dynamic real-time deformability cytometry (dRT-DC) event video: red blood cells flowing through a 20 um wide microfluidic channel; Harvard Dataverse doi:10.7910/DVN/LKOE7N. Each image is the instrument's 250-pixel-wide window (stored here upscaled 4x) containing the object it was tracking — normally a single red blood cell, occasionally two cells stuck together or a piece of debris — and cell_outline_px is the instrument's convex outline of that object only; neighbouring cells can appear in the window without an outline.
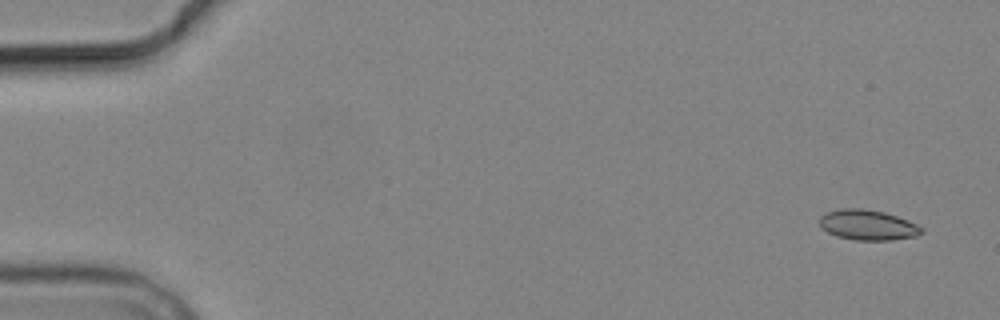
{"species": "common noctule bat (a hibernating species)", "species_latin": "Nyctalus noctula", "temperature_condition": "cold", "stored_images_in_passage": 6, "camera_frame_rate_fps": 3000, "um_per_image_px": 0.085, "animal": {"sex": "male", "body_mass_g": 19.2, "forearm_length_mm": 51.8}, "frame": {"image": 1, "passage_image": 1, "time_ms": 0.0, "image_size_px": [1000, 320], "cell_outline_px": [[924, 232], [916, 236], [892, 240], [856, 240], [836, 236], [820, 228], [820, 216], [828, 212], [840, 208], [864, 208], [884, 212], [908, 220], [924, 228]], "centroid_in_image_um": [73.77, 19.12], "position_along_channel_um": 11.2, "area_um2": 18.09}}
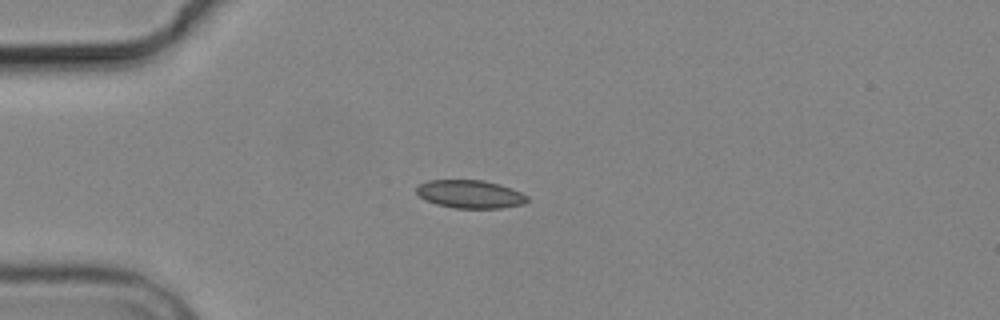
{"frame": {"image": 2, "passage_image": 4, "time_ms": 4.0, "image_size_px": [1000, 320], "cell_outline_px": [[528, 200], [524, 204], [500, 208], [456, 208], [436, 204], [424, 200], [416, 192], [416, 188], [420, 184], [428, 180], [484, 180], [500, 184], [512, 188], [528, 196]], "centroid_in_image_um": [39.96, 16.5], "position_along_channel_um": 45.0, "area_um2": 18.21}}
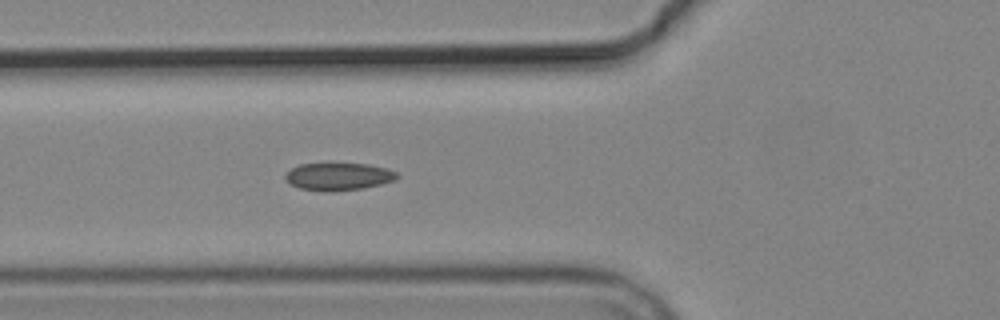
{"frame": {"image": 3, "passage_image": 6, "time_ms": 6.0, "image_size_px": [1000, 320], "cell_outline_px": [[400, 176], [396, 180], [364, 188], [332, 192], [324, 192], [300, 188], [284, 180], [284, 176], [292, 168], [300, 164], [328, 160], [368, 164], [384, 168], [396, 172]], "centroid_in_image_um": [28.74, 14.96], "position_along_channel_um": 97.1, "area_um2": 18.84}}